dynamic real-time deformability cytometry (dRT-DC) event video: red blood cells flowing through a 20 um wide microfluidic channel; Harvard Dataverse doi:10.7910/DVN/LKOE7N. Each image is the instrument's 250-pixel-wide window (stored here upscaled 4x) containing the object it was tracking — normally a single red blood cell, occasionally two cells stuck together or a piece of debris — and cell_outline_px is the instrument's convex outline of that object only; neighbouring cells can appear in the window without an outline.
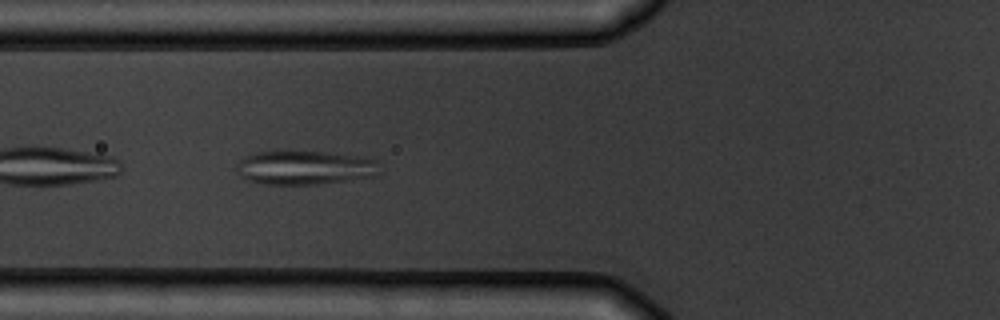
{"species": "common noctule bat (a hibernating species)", "species_latin": "Nyctalus noctula", "temperature_condition": "warm", "stored_images_in_passage": 5, "camera_frame_rate_fps": 3000, "um_per_image_px": 0.085, "animal": {"sex": "male", "body_mass_g": 19.5, "forearm_length_mm": 54.6}, "frame": {"image": 1, "passage_image": 5, "time_ms": 4.667, "image_size_px": [1000, 320], "cell_outline_px": [[380, 176], [348, 180], [312, 184], [264, 184], [248, 180], [240, 176], [236, 172], [236, 164], [244, 156], [256, 152], [284, 148], [324, 152], [356, 156], [376, 160], [380, 172]], "centroid_in_image_um": [25.85, 14.21], "position_along_channel_um": 100.0, "area_um2": 29.13}}